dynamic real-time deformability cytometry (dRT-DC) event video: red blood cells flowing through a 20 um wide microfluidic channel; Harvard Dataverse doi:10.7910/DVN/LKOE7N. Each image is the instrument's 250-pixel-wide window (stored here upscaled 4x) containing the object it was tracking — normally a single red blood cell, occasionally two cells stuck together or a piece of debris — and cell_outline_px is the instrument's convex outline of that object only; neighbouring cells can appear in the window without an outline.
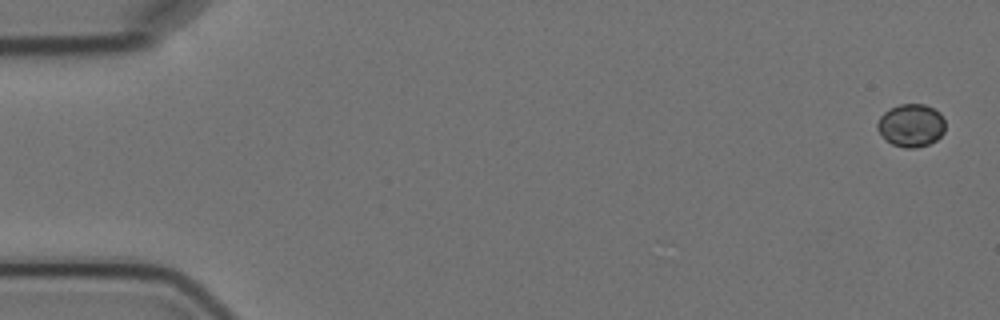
{"species": "Egyptian fruit bat (a non-hibernating species)", "species_latin": "Rousettus aegyptiacus", "temperature_condition": "cold", "stored_images_in_passage": 8, "camera_frame_rate_fps": 3000, "um_per_image_px": 0.085, "animal": {"sex": "female"}, "frame": {"image": 1, "passage_image": 1, "time_ms": 0.0, "image_size_px": [1000, 320], "cell_outline_px": [[944, 132], [936, 140], [928, 144], [916, 148], [904, 148], [892, 144], [876, 128], [876, 124], [880, 116], [884, 112], [900, 104], [924, 104], [940, 112], [944, 120]], "centroid_in_image_um": [77.45, 10.65], "position_along_channel_um": 7.6, "area_um2": 16.82}}
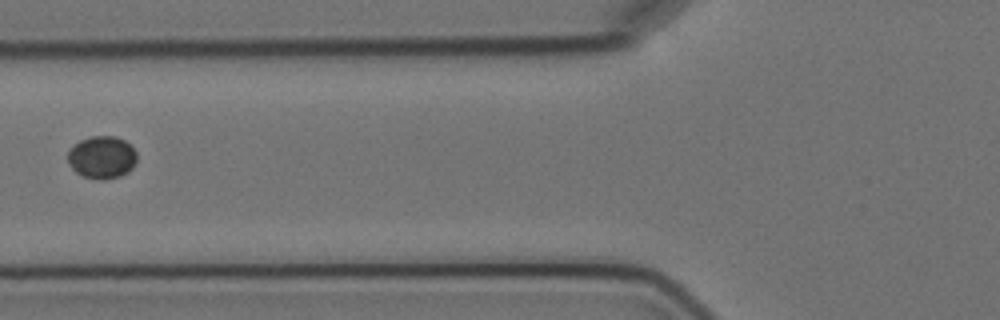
{"frame": {"image": 2, "passage_image": 7, "time_ms": 7.0, "image_size_px": [1000, 320], "cell_outline_px": [[136, 160], [132, 168], [128, 172], [120, 176], [104, 180], [84, 176], [76, 172], [68, 164], [68, 152], [80, 140], [92, 136], [116, 136], [124, 140], [136, 152]], "centroid_in_image_um": [8.67, 13.37], "position_along_channel_um": 117.1, "area_um2": 16.94}}
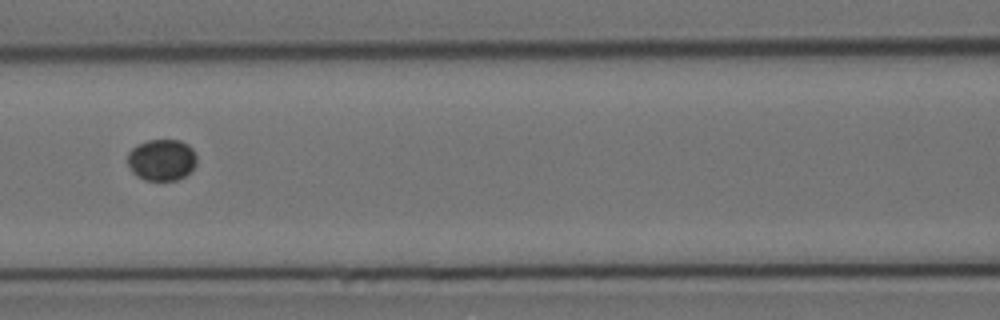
{"frame": {"image": 3, "passage_image": 8, "time_ms": 8.0, "image_size_px": [1000, 320], "cell_outline_px": [[196, 164], [184, 176], [176, 180], [144, 180], [136, 176], [132, 172], [128, 164], [128, 152], [132, 148], [148, 140], [180, 140], [188, 144], [192, 148], [196, 156]], "centroid_in_image_um": [13.73, 13.59], "position_along_channel_um": 152.9, "area_um2": 16.65}}